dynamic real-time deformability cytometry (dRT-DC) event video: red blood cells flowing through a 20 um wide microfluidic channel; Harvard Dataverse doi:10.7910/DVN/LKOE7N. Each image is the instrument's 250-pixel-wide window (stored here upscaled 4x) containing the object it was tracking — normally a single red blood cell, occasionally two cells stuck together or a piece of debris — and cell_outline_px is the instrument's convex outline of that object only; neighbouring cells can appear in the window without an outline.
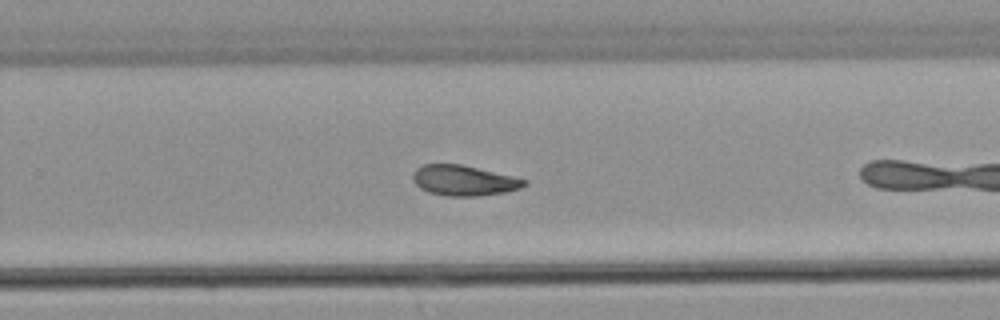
{"species": "common noctule bat (a hibernating species)", "species_latin": "Nyctalus noctula", "temperature_condition": "warm", "stored_images_in_passage": 26, "camera_frame_rate_fps": 3000, "um_per_image_px": 0.085, "animal": {"sex": "male", "body_mass_g": 21.5, "forearm_length_mm": 52.0}, "frame": {"image": 1, "passage_image": 19, "time_ms": 6.0, "image_size_px": [1000, 320], "cell_outline_px": [[528, 184], [520, 188], [504, 192], [480, 196], [448, 196], [428, 192], [420, 188], [416, 184], [412, 176], [416, 168], [424, 164], [460, 164], [512, 176], [528, 180]], "centroid_in_image_um": [39.43, 15.34], "position_along_channel_um": 290.4, "area_um2": 19.59}}